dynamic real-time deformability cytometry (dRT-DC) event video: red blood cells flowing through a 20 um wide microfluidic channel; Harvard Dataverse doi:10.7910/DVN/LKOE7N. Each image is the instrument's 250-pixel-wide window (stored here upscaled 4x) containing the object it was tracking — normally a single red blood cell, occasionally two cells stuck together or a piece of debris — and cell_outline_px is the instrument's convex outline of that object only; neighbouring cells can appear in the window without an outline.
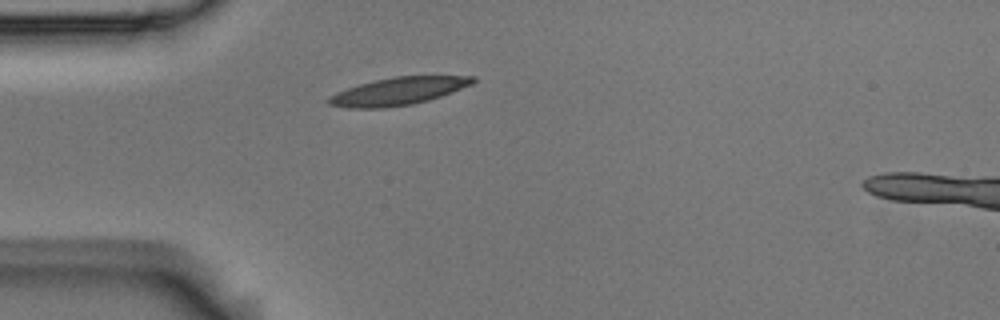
{"species": "Egyptian fruit bat (a non-hibernating species)", "species_latin": "Rousettus aegyptiacus", "temperature_condition": "room temperature", "stored_images_in_passage": 3, "camera_frame_rate_fps": 3000, "um_per_image_px": 0.085, "animal": {"sex": "male"}, "frame": {"image": 1, "passage_image": 2, "time_ms": 0.333, "image_size_px": [1000, 320], "cell_outline_px": [[476, 80], [472, 84], [452, 92], [428, 100], [412, 104], [384, 108], [348, 108], [328, 104], [324, 100], [328, 96], [336, 92], [360, 84], [376, 80], [396, 76], [476, 76]], "centroid_in_image_um": [33.82, 7.76], "position_along_channel_um": 51.2, "area_um2": 23.12}}